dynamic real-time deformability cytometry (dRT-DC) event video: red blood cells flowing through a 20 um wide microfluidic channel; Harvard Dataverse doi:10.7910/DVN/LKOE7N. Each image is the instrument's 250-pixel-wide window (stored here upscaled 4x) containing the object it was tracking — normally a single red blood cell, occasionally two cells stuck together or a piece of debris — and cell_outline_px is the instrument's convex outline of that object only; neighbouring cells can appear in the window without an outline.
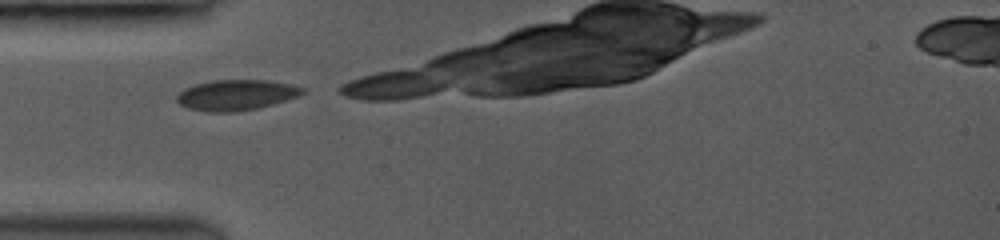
{"species": "common noctule bat (a hibernating species)", "species_latin": "Nyctalus noctula", "temperature_condition": "room temperature", "stored_images_in_passage": 4, "camera_frame_rate_fps": 3500, "um_per_image_px": 0.085, "animal": {"sex": "female", "body_mass_g": 19.0, "forearm_length_mm": 53.3}, "frame": {"image": 1, "passage_image": 1, "time_ms": 0.0, "image_size_px": [1000, 240], "cell_outline_px": [[304, 92], [296, 96], [272, 104], [256, 108], [232, 112], [212, 112], [188, 108], [180, 104], [176, 100], [176, 96], [184, 88], [196, 84], [212, 80], [264, 80], [288, 84], [304, 88]], "centroid_in_image_um": [20.01, 8.07], "position_along_channel_um": 65.0, "area_um2": 21.96}}